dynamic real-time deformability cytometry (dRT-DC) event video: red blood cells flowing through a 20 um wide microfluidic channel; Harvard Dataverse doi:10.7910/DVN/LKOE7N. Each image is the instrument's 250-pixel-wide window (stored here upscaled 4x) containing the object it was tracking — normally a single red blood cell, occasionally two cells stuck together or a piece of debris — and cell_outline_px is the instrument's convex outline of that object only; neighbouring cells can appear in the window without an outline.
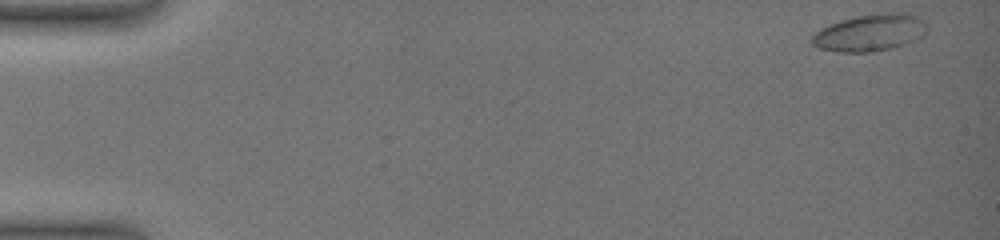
{"species": "common noctule bat (a hibernating species)", "species_latin": "Nyctalus noctula", "temperature_condition": "warm", "stored_images_in_passage": 16, "camera_frame_rate_fps": 3000, "um_per_image_px": 0.085, "animal": {"sex": "female", "body_mass_g": 19.0, "forearm_length_mm": 51.5}, "frame": {"image": 1, "passage_image": 1, "time_ms": 0.0, "image_size_px": [1000, 240], "cell_outline_px": [[928, 28], [920, 36], [904, 44], [892, 48], [872, 52], [836, 52], [820, 48], [812, 44], [812, 36], [820, 28], [828, 24], [840, 20], [856, 16], [888, 12], [908, 12], [924, 20], [928, 24]], "centroid_in_image_um": [73.94, 2.76], "position_along_channel_um": 11.1, "area_um2": 24.85}}
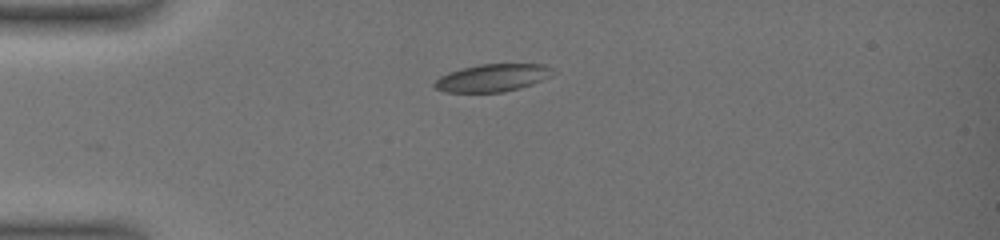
{"frame": {"image": 2, "passage_image": 10, "time_ms": 4.333, "image_size_px": [1000, 240], "cell_outline_px": [[552, 76], [544, 80], [520, 88], [504, 92], [444, 92], [436, 88], [432, 84], [440, 76], [448, 72], [460, 68], [480, 64], [544, 64], [552, 68]], "centroid_in_image_um": [41.86, 6.61], "position_along_channel_um": 43.1, "area_um2": 19.13}}